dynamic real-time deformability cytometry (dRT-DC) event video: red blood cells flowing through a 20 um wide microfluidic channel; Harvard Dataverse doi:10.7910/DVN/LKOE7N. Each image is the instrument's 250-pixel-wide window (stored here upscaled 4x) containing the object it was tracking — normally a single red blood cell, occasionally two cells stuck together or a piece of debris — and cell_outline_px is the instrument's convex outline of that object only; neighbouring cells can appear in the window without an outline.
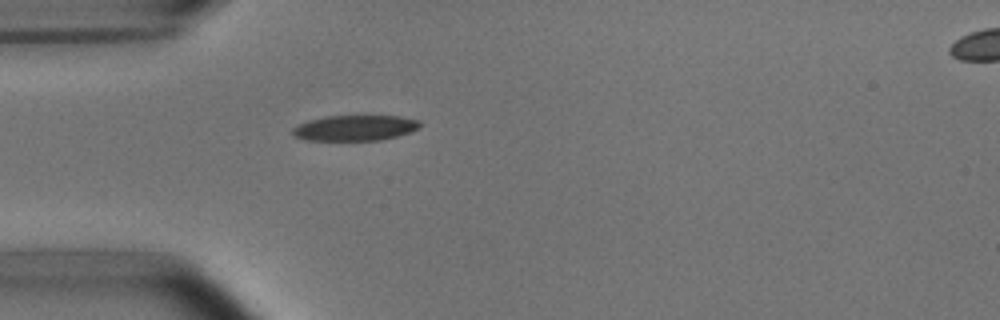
{"species": "common noctule bat (a hibernating species)", "species_latin": "Nyctalus noctula", "temperature_condition": "room temperature", "stored_images_in_passage": 4, "camera_frame_rate_fps": 3000, "um_per_image_px": 0.085, "animal": {"sex": "male", "body_mass_g": 15.6}, "frame": {"image": 1, "passage_image": 4, "time_ms": 4.333, "image_size_px": [1000, 320], "cell_outline_px": [[420, 124], [416, 128], [408, 132], [396, 136], [380, 140], [308, 140], [296, 136], [292, 132], [292, 128], [308, 120], [324, 116], [356, 112], [400, 116], [420, 120]], "centroid_in_image_um": [30.18, 10.8], "position_along_channel_um": 54.8, "area_um2": 19.77}}